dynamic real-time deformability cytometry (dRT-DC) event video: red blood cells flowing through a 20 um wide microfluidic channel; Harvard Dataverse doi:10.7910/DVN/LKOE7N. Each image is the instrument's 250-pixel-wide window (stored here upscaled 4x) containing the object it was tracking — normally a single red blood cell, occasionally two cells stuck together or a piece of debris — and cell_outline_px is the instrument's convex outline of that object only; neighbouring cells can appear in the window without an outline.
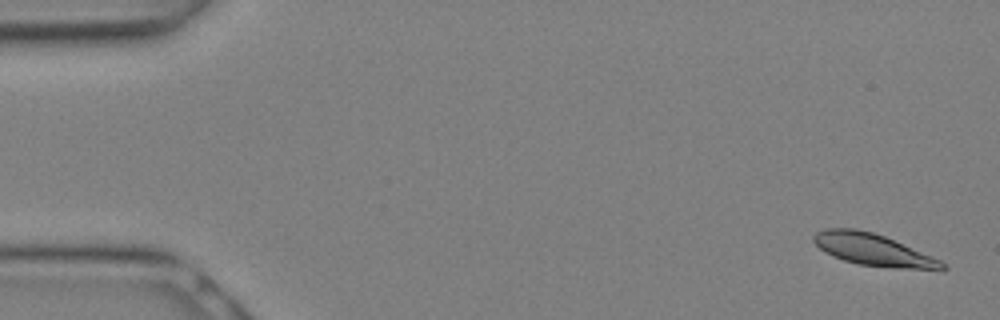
{"species": "Egyptian fruit bat (a non-hibernating species)", "species_latin": "Rousettus aegyptiacus", "temperature_condition": "warm", "stored_images_in_passage": 10, "camera_frame_rate_fps": 3000, "um_per_image_px": 0.085, "animal": {"sex": "female"}, "frame": {"image": 1, "passage_image": 1, "time_ms": 0.0, "image_size_px": [1000, 320], "cell_outline_px": [[948, 268], [892, 268], [860, 264], [844, 260], [832, 256], [824, 252], [812, 240], [812, 236], [816, 232], [824, 228], [856, 228], [872, 232], [884, 236], [940, 260]], "centroid_in_image_um": [74.1, 21.2], "position_along_channel_um": 10.9, "area_um2": 23.35}}
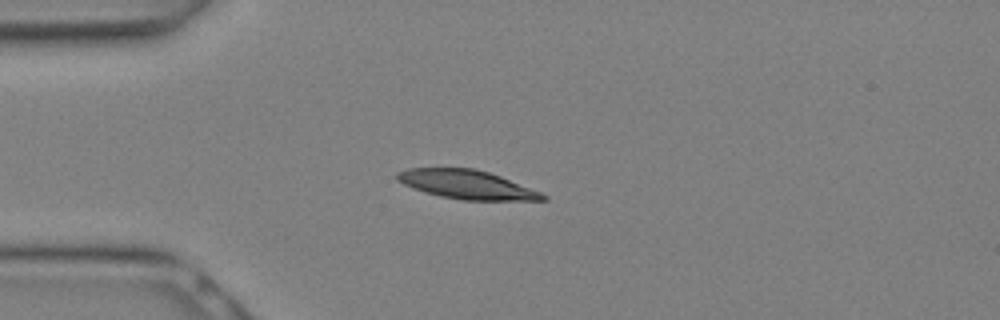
{"frame": {"image": 2, "passage_image": 7, "time_ms": 2.0, "image_size_px": [1000, 320], "cell_outline_px": [[548, 200], [464, 200], [440, 196], [424, 192], [404, 184], [396, 180], [396, 172], [408, 168], [476, 168], [500, 176], [540, 192], [548, 196]], "centroid_in_image_um": [39.66, 15.68], "position_along_channel_um": 45.3, "area_um2": 24.33}}
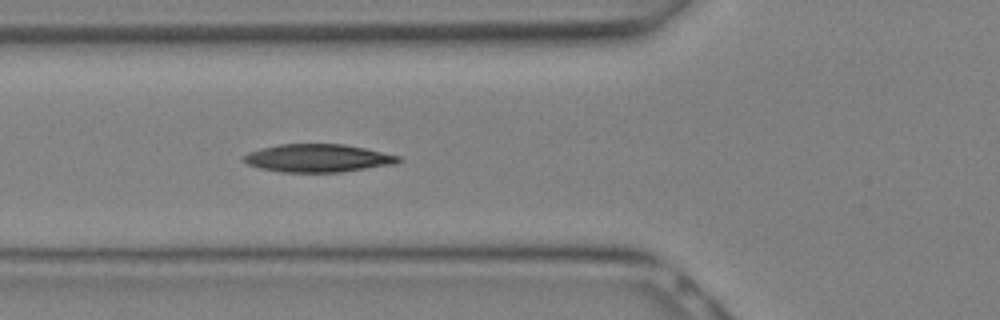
{"frame": {"image": 3, "passage_image": 10, "time_ms": 3.0, "image_size_px": [1000, 320], "cell_outline_px": [[404, 160], [396, 164], [340, 172], [280, 172], [260, 168], [248, 164], [244, 160], [244, 156], [248, 152], [260, 148], [276, 144], [344, 144], [364, 148], [400, 156]], "centroid_in_image_um": [27.04, 13.44], "position_along_channel_um": 98.8, "area_um2": 25.26}}